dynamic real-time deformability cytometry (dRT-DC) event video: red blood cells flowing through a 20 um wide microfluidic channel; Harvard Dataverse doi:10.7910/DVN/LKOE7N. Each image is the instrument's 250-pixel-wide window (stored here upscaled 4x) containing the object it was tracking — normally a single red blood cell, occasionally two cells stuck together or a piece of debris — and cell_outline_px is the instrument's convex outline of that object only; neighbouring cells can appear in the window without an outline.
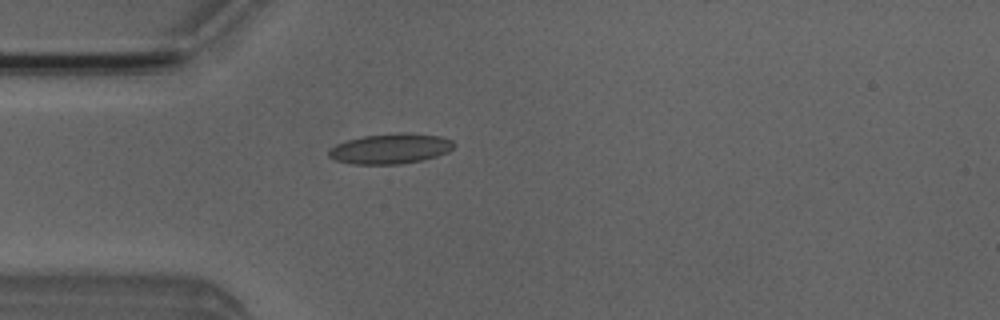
{"species": "Egyptian fruit bat (a non-hibernating species)", "species_latin": "Rousettus aegyptiacus", "temperature_condition": "room temperature", "stored_images_in_passage": 4, "camera_frame_rate_fps": 3000, "um_per_image_px": 0.085, "animal": {"sex": "male"}, "frame": {"image": 1, "passage_image": 3, "time_ms": 3.333, "image_size_px": [1000, 320], "cell_outline_px": [[456, 144], [448, 152], [436, 156], [420, 160], [400, 164], [352, 164], [336, 160], [328, 156], [328, 152], [336, 144], [348, 140], [364, 136], [400, 132], [408, 132], [440, 136], [452, 140]], "centroid_in_image_um": [33.21, 12.63], "position_along_channel_um": 51.8, "area_um2": 21.96}}